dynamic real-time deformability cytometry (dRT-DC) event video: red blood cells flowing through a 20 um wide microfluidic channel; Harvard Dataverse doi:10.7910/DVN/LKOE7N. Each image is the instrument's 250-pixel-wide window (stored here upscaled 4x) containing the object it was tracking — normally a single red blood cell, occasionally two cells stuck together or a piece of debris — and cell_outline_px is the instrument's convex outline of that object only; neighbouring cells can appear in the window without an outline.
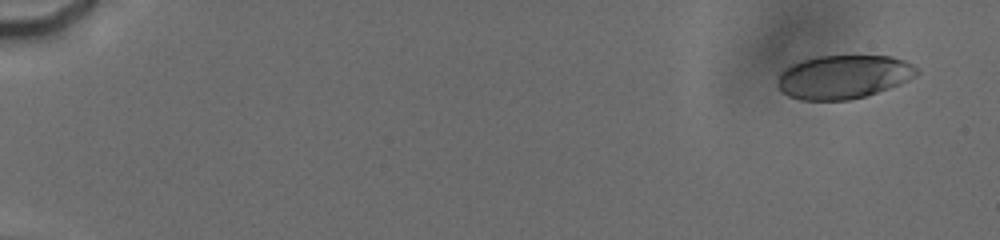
{"species": "human", "species_latin": "Homo sapiens", "temperature_condition": "cold", "stored_images_in_passage": 67, "camera_frame_rate_fps": 3000, "um_per_image_px": 0.085, "donor": {"sex": "male"}, "frame": {"image": 1, "passage_image": 1, "time_ms": 0.0, "image_size_px": [1000, 240], "cell_outline_px": [[920, 72], [916, 76], [900, 84], [864, 96], [848, 100], [800, 100], [788, 96], [780, 92], [776, 84], [776, 80], [792, 64], [800, 60], [816, 56], [892, 56], [904, 60], [920, 68]], "centroid_in_image_um": [71.7, 6.53], "position_along_channel_um": 13.3, "area_um2": 35.49}}
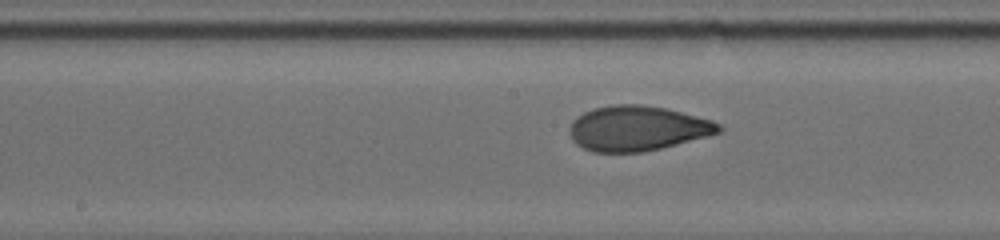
{"frame": {"image": 2, "passage_image": 46, "time_ms": 9.333, "image_size_px": [1000, 240], "cell_outline_px": [[724, 128], [720, 132], [708, 136], [644, 152], [592, 152], [576, 144], [572, 140], [568, 132], [572, 124], [584, 112], [592, 108], [616, 104], [640, 104], [664, 108], [712, 120], [720, 124]], "centroid_in_image_um": [54.18, 10.91], "position_along_channel_um": 194.0, "area_um2": 38.9}}
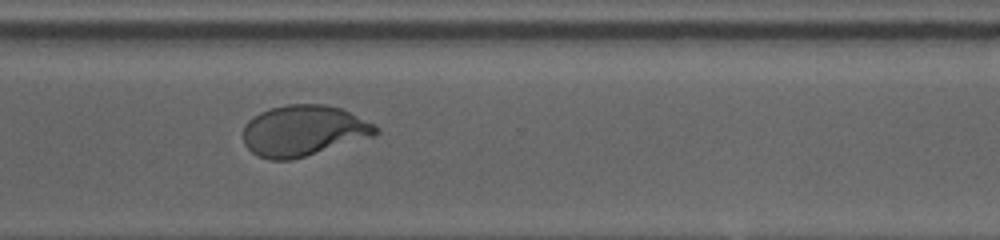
{"frame": {"image": 3, "passage_image": 66, "time_ms": 13.333, "image_size_px": [1000, 240], "cell_outline_px": [[380, 132], [372, 136], [292, 160], [268, 160], [252, 152], [244, 144], [244, 124], [252, 116], [260, 112], [272, 108], [288, 104], [324, 104], [340, 108], [380, 128]], "centroid_in_image_um": [25.75, 11.11], "position_along_channel_um": 344.8, "area_um2": 38.9}}